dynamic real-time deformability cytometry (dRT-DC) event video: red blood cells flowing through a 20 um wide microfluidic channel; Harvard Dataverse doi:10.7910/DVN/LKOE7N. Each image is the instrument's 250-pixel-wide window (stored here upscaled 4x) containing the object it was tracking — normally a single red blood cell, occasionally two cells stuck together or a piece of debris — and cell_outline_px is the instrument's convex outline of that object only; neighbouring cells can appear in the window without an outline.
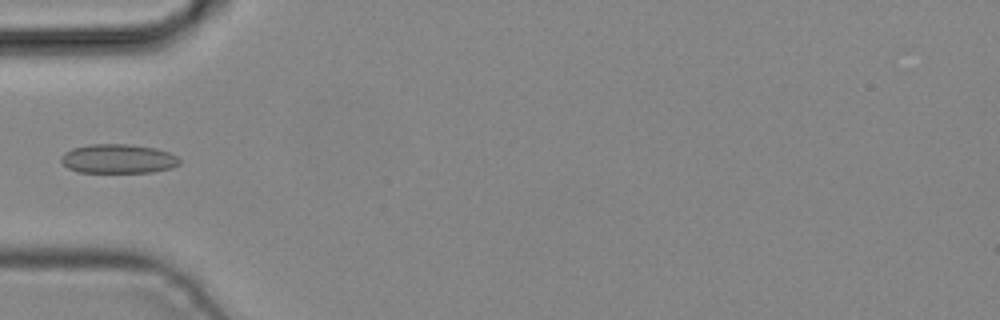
{"species": "common noctule bat (a hibernating species)", "species_latin": "Nyctalus noctula", "temperature_condition": "cold", "stored_images_in_passage": 4, "camera_frame_rate_fps": 3000, "um_per_image_px": 0.085, "animal": {"sex": "male", "body_mass_g": 19.2, "forearm_length_mm": 51.8}, "frame": {"image": 1, "passage_image": 4, "time_ms": 1.0, "image_size_px": [1000, 320], "cell_outline_px": [[180, 164], [172, 168], [152, 172], [80, 172], [68, 168], [60, 160], [60, 156], [64, 152], [72, 148], [88, 144], [128, 144], [156, 148], [168, 152], [176, 156], [180, 160]], "centroid_in_image_um": [10.03, 13.49], "position_along_channel_um": 75.0, "area_um2": 20.23}}